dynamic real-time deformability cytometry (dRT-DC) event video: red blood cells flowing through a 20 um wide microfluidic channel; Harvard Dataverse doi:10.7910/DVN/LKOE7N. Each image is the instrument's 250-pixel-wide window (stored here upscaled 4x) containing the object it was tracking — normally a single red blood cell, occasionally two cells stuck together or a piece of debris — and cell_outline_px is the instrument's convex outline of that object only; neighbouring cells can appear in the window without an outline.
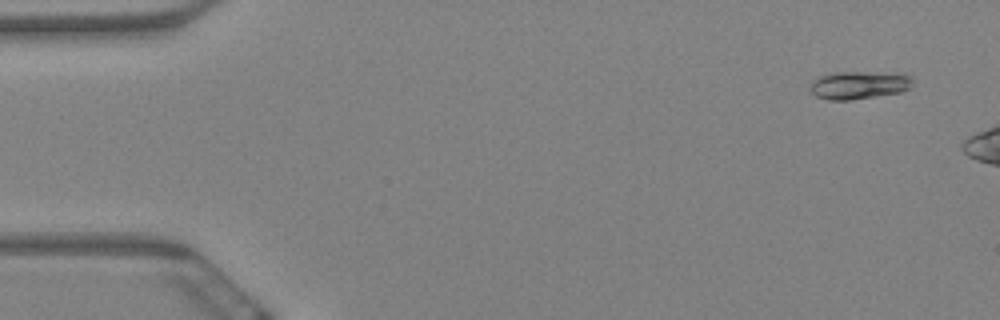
{"species": "Egyptian fruit bat (a non-hibernating species)", "species_latin": "Rousettus aegyptiacus", "temperature_condition": "warm", "stored_images_in_passage": 4, "camera_frame_rate_fps": 3000, "um_per_image_px": 0.085, "animal": {"sex": "female"}, "frame": {"image": 1, "passage_image": 1, "time_ms": 0.0, "image_size_px": [1000, 320], "cell_outline_px": [[912, 84], [908, 88], [900, 92], [852, 100], [828, 100], [816, 96], [808, 88], [812, 80], [828, 72], [904, 72], [912, 76]], "centroid_in_image_um": [73.01, 7.21], "position_along_channel_um": 12.0, "area_um2": 17.11}}